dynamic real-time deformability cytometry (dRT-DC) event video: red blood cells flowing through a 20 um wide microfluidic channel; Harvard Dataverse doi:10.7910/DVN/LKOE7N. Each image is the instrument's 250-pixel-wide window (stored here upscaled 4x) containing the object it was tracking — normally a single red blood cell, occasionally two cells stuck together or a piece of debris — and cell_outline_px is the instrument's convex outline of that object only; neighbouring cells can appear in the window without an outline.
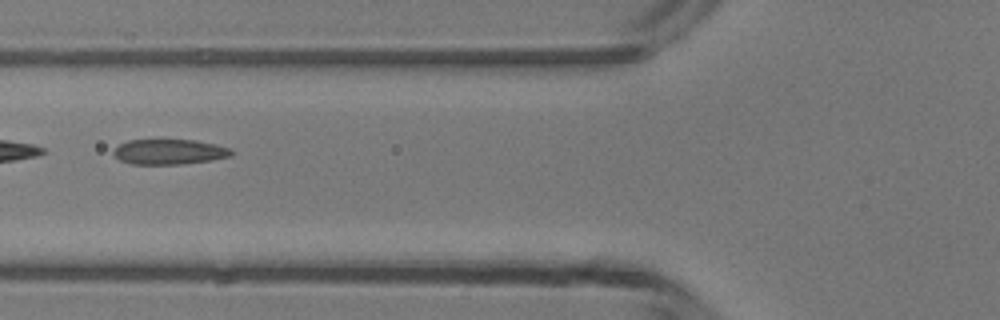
{"species": "common noctule bat (a hibernating species)", "species_latin": "Nyctalus noctula", "temperature_condition": "room temperature", "stored_images_in_passage": 6, "segment_of_instrument_passage": [2, 2], "camera_frame_rate_fps": 3000, "um_per_image_px": 0.085, "animal": {"sex": "male", "body_mass_g": 13.3}, "frame": {"image": 1, "passage_image": 5, "time_ms": 4.667, "image_size_px": [1000, 320], "cell_outline_px": [[236, 152], [232, 156], [212, 160], [184, 164], [132, 164], [120, 160], [112, 152], [120, 144], [128, 140], [160, 136], [196, 140], [216, 144], [232, 148]], "centroid_in_image_um": [14.43, 12.84], "position_along_channel_um": 111.4, "area_um2": 18.44}}
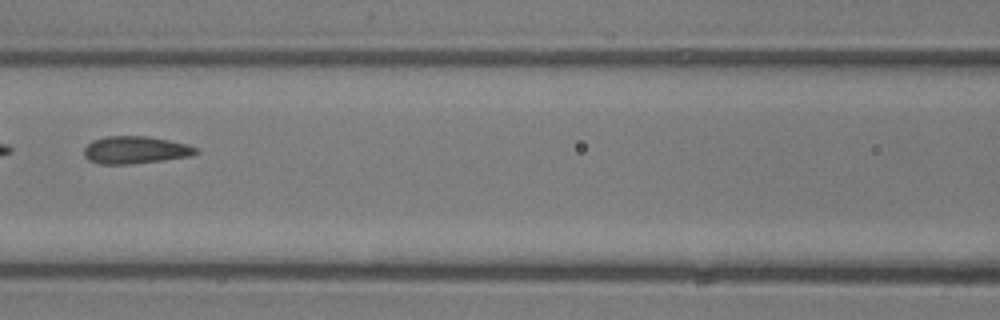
{"frame": {"image": 2, "passage_image": 6, "time_ms": 5.667, "image_size_px": [1000, 320], "cell_outline_px": [[200, 152], [192, 156], [164, 160], [128, 164], [100, 164], [88, 160], [84, 156], [84, 148], [92, 140], [104, 136], [148, 136], [188, 144], [200, 148]], "centroid_in_image_um": [11.54, 12.74], "position_along_channel_um": 155.1, "area_um2": 18.15}}